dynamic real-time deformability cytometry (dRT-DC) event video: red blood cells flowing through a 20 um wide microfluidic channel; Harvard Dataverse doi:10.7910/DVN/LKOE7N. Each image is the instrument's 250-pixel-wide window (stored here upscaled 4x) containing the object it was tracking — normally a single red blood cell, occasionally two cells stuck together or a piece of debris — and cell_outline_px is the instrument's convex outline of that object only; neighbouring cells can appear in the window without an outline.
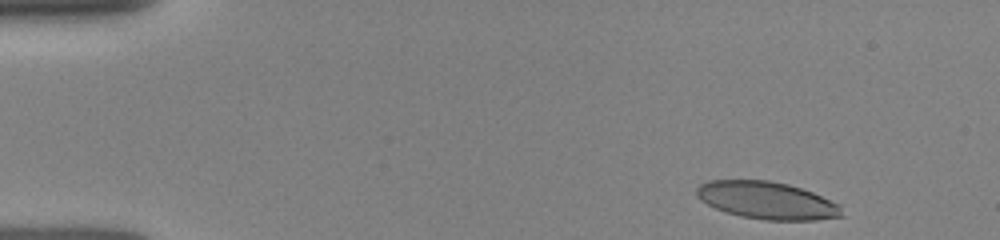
{"species": "human", "species_latin": "Homo sapiens", "temperature_condition": "room temperature", "stored_images_in_passage": 14, "camera_frame_rate_fps": 3000, "um_per_image_px": 0.085, "donor": {"sex": "female"}, "frame": {"image": 1, "passage_image": 3, "time_ms": 0.333, "image_size_px": [1000, 240], "cell_outline_px": [[844, 216], [816, 220], [764, 220], [740, 216], [716, 208], [700, 200], [696, 196], [696, 188], [700, 184], [708, 180], [768, 180], [788, 184], [812, 192], [840, 204]], "centroid_in_image_um": [65.19, 17.03], "position_along_channel_um": 19.8, "area_um2": 31.67}}